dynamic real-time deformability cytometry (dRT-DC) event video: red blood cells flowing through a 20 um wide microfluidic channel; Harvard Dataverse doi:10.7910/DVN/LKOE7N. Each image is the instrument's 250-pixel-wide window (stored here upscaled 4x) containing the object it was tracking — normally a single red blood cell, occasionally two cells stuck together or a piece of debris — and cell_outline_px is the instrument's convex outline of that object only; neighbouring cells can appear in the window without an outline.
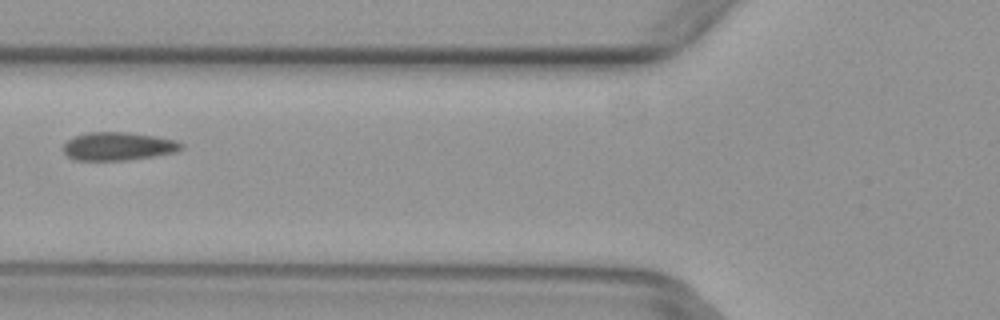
{"species": "common noctule bat (a hibernating species)", "species_latin": "Nyctalus noctula", "temperature_condition": "warm", "stored_images_in_passage": 5, "camera_frame_rate_fps": 3000, "um_per_image_px": 0.085, "animal": {"sex": "female", "body_mass_g": 29.2, "forearm_length_mm": 56.3}, "frame": {"image": 1, "passage_image": 4, "time_ms": 1.0, "image_size_px": [1000, 320], "cell_outline_px": [[184, 148], [176, 152], [128, 160], [76, 160], [68, 156], [64, 152], [64, 144], [68, 140], [84, 132], [128, 132], [156, 136], [176, 140], [184, 144]], "centroid_in_image_um": [10.08, 12.42], "position_along_channel_um": 115.7, "area_um2": 19.42}}
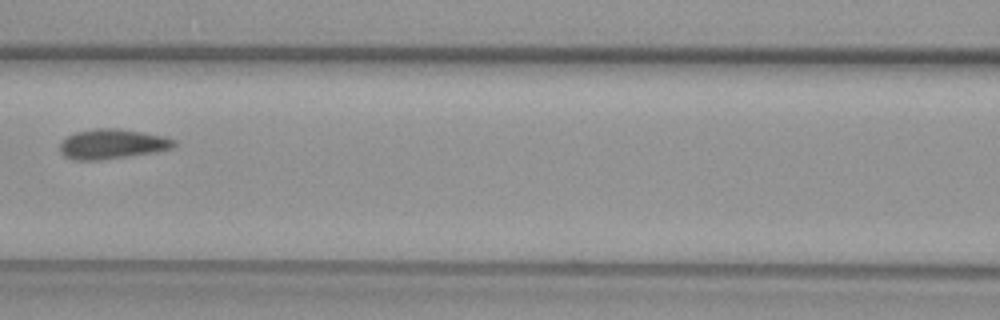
{"frame": {"image": 2, "passage_image": 5, "time_ms": 1.333, "image_size_px": [1000, 320], "cell_outline_px": [[176, 148], [156, 152], [100, 160], [72, 160], [64, 156], [60, 152], [60, 144], [68, 136], [76, 132], [96, 128], [120, 128], [168, 136], [176, 140]], "centroid_in_image_um": [9.61, 12.24], "position_along_channel_um": 157.0, "area_um2": 20.17}}